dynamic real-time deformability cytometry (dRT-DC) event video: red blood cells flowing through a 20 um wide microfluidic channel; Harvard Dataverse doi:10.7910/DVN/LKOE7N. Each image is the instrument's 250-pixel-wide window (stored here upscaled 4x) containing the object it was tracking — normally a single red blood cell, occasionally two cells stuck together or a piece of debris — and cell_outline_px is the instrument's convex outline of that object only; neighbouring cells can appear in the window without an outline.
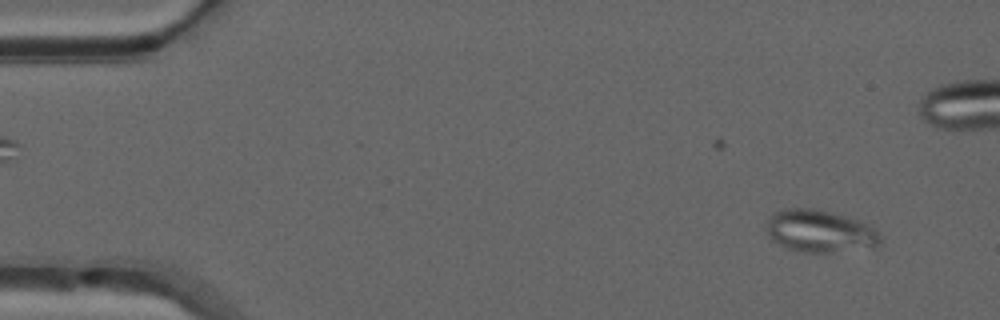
{"species": "common noctule bat (a hibernating species)", "species_latin": "Nyctalus noctula", "temperature_condition": "warm", "stored_images_in_passage": 50, "camera_frame_rate_fps": 3000, "um_per_image_px": 0.085, "animal": {"sex": "male", "forearm_length_mm": 52.5}, "frame": {"image": 1, "passage_image": 3, "time_ms": 0.667, "image_size_px": [1000, 320], "cell_outline_px": [[880, 244], [872, 248], [828, 252], [804, 252], [788, 248], [772, 240], [764, 228], [764, 224], [768, 216], [784, 208], [812, 208], [860, 220], [876, 228], [880, 236]], "centroid_in_image_um": [69.67, 19.64], "position_along_channel_um": 15.3, "area_um2": 28.26}}
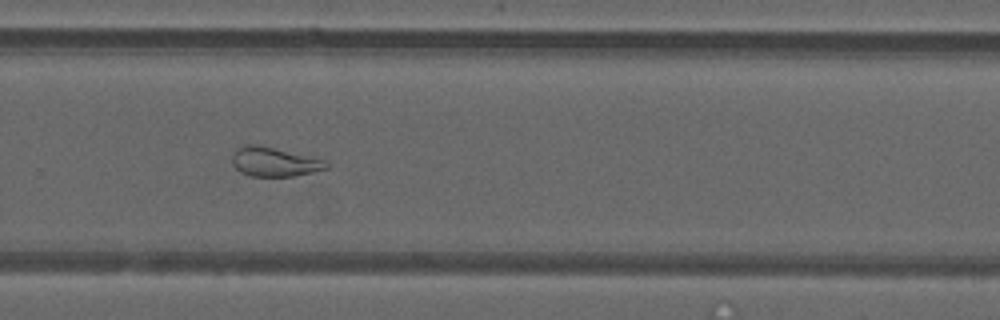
{"frame": {"image": 2, "passage_image": 33, "time_ms": 10.667, "image_size_px": [1000, 320], "cell_outline_px": [[328, 168], [312, 172], [292, 176], [252, 176], [240, 172], [232, 164], [232, 156], [236, 148], [244, 144], [260, 144], [324, 160], [328, 164]], "centroid_in_image_um": [23.26, 13.74], "position_along_channel_um": 306.5, "area_um2": 16.01}}
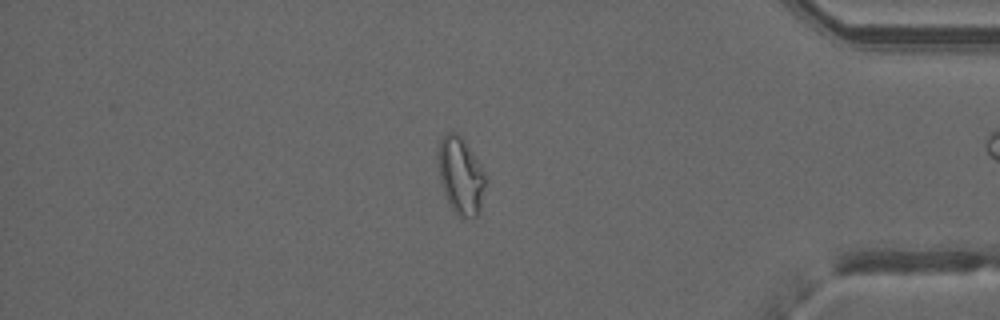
{"frame": {"image": 3, "passage_image": 42, "time_ms": 13.667, "image_size_px": [1000, 320], "cell_outline_px": [[484, 188], [480, 208], [476, 216], [460, 216], [452, 208], [444, 192], [440, 180], [436, 152], [440, 140], [448, 132], [460, 132], [484, 172]], "centroid_in_image_um": [39.12, 14.85], "position_along_channel_um": 396.1, "area_um2": 20.92}, "authors_computed_cell_mechanics": {"area_um2": 22.0796, "velocity_mm_per_s": 4.0284, "shape_relaxation_time_tau1_ms": null, "shape_relaxation_time_tau2_ms": 1.703, "deformation_change_tau1": null, "deformation_change_tau2": 0.0859}}